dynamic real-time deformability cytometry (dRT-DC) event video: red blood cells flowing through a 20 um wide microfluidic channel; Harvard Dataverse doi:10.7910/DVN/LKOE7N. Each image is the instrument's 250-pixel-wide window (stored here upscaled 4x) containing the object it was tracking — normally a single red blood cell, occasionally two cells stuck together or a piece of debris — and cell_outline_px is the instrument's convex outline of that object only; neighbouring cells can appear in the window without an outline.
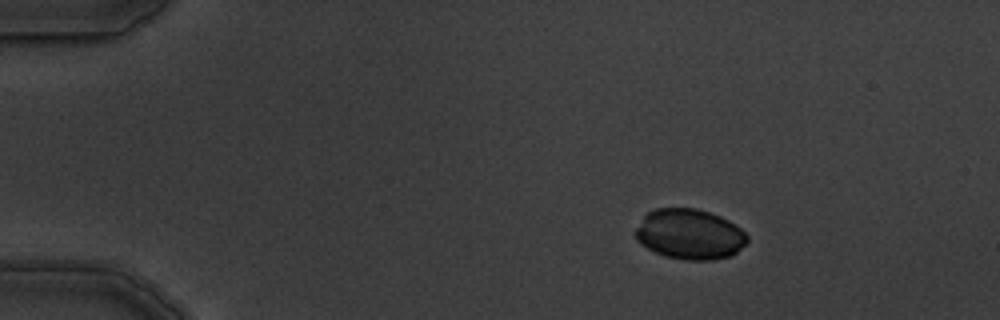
{"species": "common noctule bat (a hibernating species)", "species_latin": "Nyctalus noctula", "temperature_condition": "warm", "stored_images_in_passage": 3, "camera_frame_rate_fps": 3000, "um_per_image_px": 0.085, "animal": {"sex": "male", "body_mass_g": 19.5, "forearm_length_mm": 54.6}, "frame": {"image": 1, "passage_image": 1, "time_ms": 0.0, "image_size_px": [1000, 320], "cell_outline_px": [[748, 240], [732, 256], [712, 260], [684, 260], [664, 256], [640, 244], [636, 240], [636, 228], [644, 216], [648, 212], [656, 208], [696, 208], [720, 216], [728, 220], [740, 228], [748, 236]], "centroid_in_image_um": [58.61, 19.91], "position_along_channel_um": 26.4, "area_um2": 32.71}}